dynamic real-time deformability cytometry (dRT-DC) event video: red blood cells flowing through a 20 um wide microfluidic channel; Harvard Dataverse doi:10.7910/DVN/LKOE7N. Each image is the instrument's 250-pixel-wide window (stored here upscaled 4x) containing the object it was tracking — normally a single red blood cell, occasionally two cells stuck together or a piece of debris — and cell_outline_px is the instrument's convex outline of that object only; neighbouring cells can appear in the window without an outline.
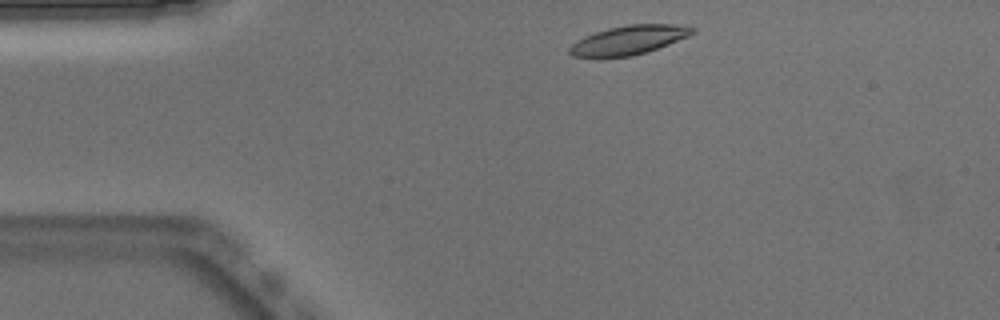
{"species": "Egyptian fruit bat (a non-hibernating species)", "species_latin": "Rousettus aegyptiacus", "temperature_condition": "warm", "stored_images_in_passage": 44, "camera_frame_rate_fps": 3000, "um_per_image_px": 0.085, "animal": {"sex": "male"}, "frame": {"image": 1, "passage_image": 2, "time_ms": 0.333, "image_size_px": [1000, 320], "cell_outline_px": [[696, 32], [688, 36], [648, 52], [632, 56], [596, 60], [572, 56], [568, 52], [568, 48], [576, 40], [584, 36], [608, 28], [628, 24], [676, 24], [696, 28]], "centroid_in_image_um": [53.36, 3.45], "position_along_channel_um": 31.6, "area_um2": 21.5}}
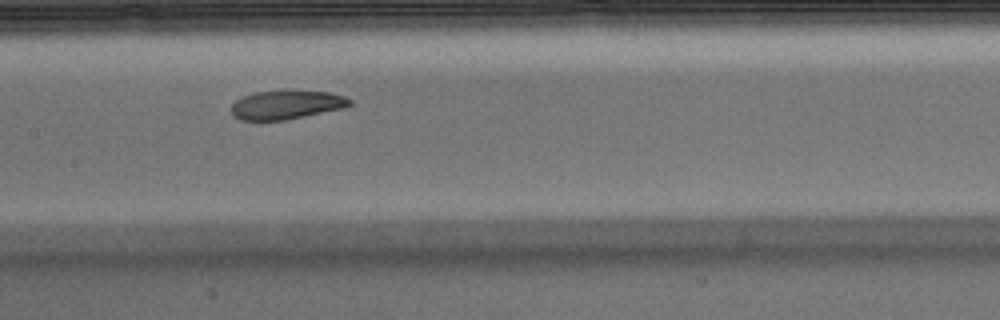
{"frame": {"image": 2, "passage_image": 17, "time_ms": 5.333, "image_size_px": [1000, 320], "cell_outline_px": [[352, 104], [344, 108], [284, 120], [240, 120], [232, 116], [232, 104], [236, 100], [252, 92], [284, 88], [288, 88], [332, 92], [344, 96], [352, 100]], "centroid_in_image_um": [24.36, 8.85], "position_along_channel_um": 183.0, "area_um2": 20.69}}
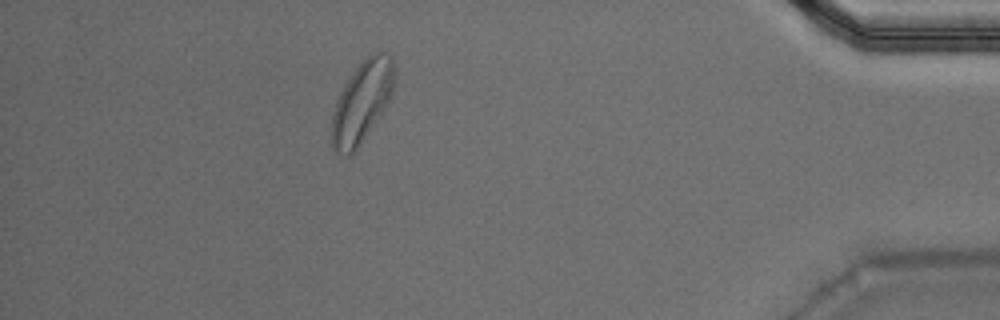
{"frame": {"image": 3, "passage_image": 38, "time_ms": 12.333, "image_size_px": [1000, 320], "cell_outline_px": [[396, 80], [388, 104], [360, 144], [348, 156], [344, 156], [336, 152], [332, 148], [332, 112], [336, 100], [344, 84], [356, 68], [376, 48], [392, 56], [396, 72]], "centroid_in_image_um": [30.8, 8.61], "position_along_channel_um": 404.4, "area_um2": 29.94}, "authors_computed_cell_mechanics": {"area_um2": 21.5883, "velocity_mm_per_s": 3.8778, "shape_relaxation_time_tau1_ms": 3.9639, "shape_relaxation_time_tau2_ms": 3.3312, "deformation_change_tau1": 0.1233, "deformation_change_tau2": 0.0954}}